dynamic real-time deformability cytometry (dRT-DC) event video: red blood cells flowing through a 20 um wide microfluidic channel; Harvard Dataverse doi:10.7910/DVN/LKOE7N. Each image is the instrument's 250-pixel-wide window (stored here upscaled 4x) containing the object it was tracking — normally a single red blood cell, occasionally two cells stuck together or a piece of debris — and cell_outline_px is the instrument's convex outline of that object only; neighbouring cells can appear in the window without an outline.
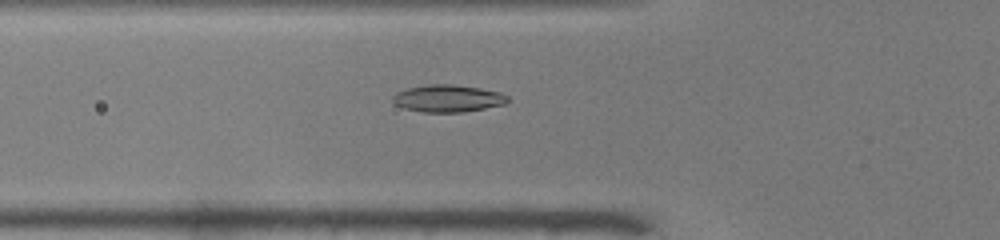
{"species": "common noctule bat (a hibernating species)", "species_latin": "Nyctalus noctula", "temperature_condition": "warm", "stored_images_in_passage": 39, "camera_frame_rate_fps": 3000, "um_per_image_px": 0.085, "animal": {"sex": "male", "body_mass_g": 19.0, "forearm_length_mm": 50.8}, "frame": {"image": 1, "passage_image": 6, "time_ms": 1.667, "image_size_px": [1000, 240], "cell_outline_px": [[508, 100], [504, 104], [464, 112], [424, 112], [404, 108], [396, 104], [392, 100], [392, 96], [396, 92], [408, 88], [428, 84], [452, 84], [480, 88], [500, 92], [508, 96]], "centroid_in_image_um": [38.05, 8.36], "position_along_channel_um": 87.7, "area_um2": 18.15}}
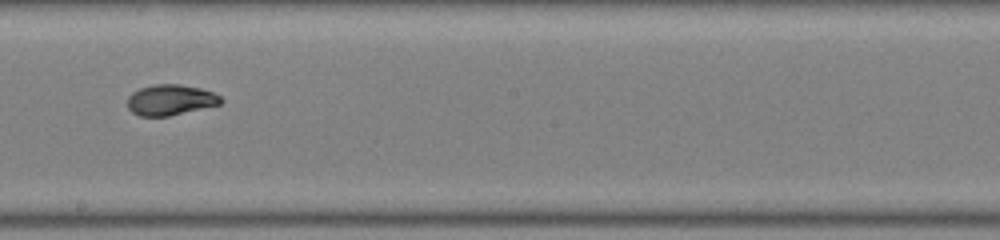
{"frame": {"image": 2, "passage_image": 17, "time_ms": 5.333, "image_size_px": [1000, 240], "cell_outline_px": [[224, 100], [220, 104], [168, 116], [140, 116], [132, 112], [128, 108], [128, 96], [132, 92], [140, 88], [156, 84], [180, 84], [200, 88], [212, 92], [220, 96]], "centroid_in_image_um": [14.48, 8.49], "position_along_channel_um": 233.7, "area_um2": 16.59}}
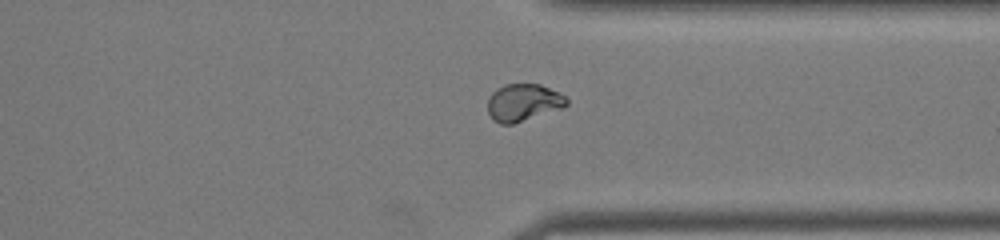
{"frame": {"image": 3, "passage_image": 27, "time_ms": 8.667, "image_size_px": [1000, 240], "cell_outline_px": [[568, 104], [564, 108], [512, 124], [500, 124], [492, 120], [488, 112], [488, 96], [496, 88], [504, 84], [540, 84], [564, 96], [568, 100]], "centroid_in_image_um": [44.45, 8.72], "position_along_channel_um": 367.0, "area_um2": 17.22}, "authors_computed_cell_mechanics": {"area_um2": 17.2244, "velocity_mm_per_s": 3.9829, "shape_relaxation_time_tau1_ms": 9.1482, "shape_relaxation_time_tau2_ms": 1.3627, "deformation_change_tau1": 0.263, "deformation_change_tau2": 0.0408}}